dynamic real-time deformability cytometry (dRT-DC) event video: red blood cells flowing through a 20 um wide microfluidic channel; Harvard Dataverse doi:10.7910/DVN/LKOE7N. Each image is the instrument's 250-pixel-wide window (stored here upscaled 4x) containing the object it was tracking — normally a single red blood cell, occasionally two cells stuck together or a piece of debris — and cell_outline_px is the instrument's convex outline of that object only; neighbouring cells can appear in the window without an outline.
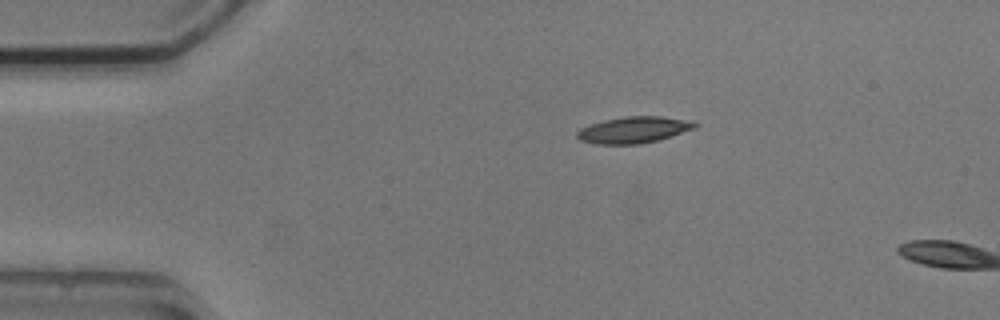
{"species": "common noctule bat (a hibernating species)", "species_latin": "Nyctalus noctula", "temperature_condition": "cold", "stored_images_in_passage": 2, "camera_frame_rate_fps": 3000, "um_per_image_px": 0.085, "animal": {"sex": "male", "body_mass_g": 20.5, "forearm_length_mm": 52.5}, "frame": {"image": 1, "passage_image": 1, "time_ms": 0.0, "image_size_px": [1000, 320], "cell_outline_px": [[700, 124], [696, 128], [660, 140], [640, 144], [596, 144], [580, 140], [576, 136], [576, 132], [580, 128], [604, 120], [624, 116], [660, 116], [684, 120]], "centroid_in_image_um": [53.86, 11.04], "position_along_channel_um": 31.1, "area_um2": 18.15}}